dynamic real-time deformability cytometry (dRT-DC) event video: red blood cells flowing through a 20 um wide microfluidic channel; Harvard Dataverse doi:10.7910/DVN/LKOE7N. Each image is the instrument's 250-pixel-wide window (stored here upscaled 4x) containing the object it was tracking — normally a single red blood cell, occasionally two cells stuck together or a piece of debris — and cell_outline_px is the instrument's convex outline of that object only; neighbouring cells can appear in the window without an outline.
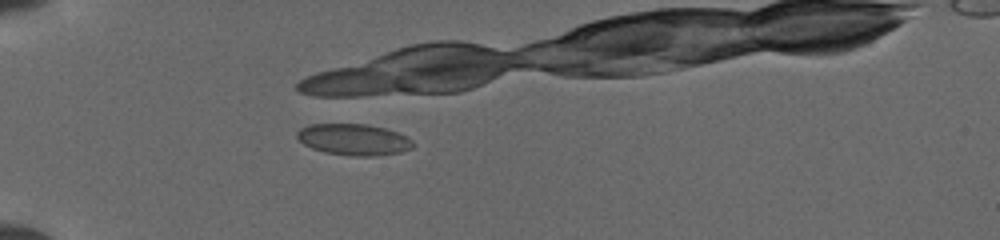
{"species": "common noctule bat (a hibernating species)", "species_latin": "Nyctalus noctula", "temperature_condition": "cold", "stored_images_in_passage": 10, "camera_frame_rate_fps": 3000, "um_per_image_px": 0.085, "animal": {"sex": "female", "body_mass_g": 19.5, "forearm_length_mm": 54.1}, "frame": {"image": 1, "passage_image": 10, "time_ms": 5.0, "image_size_px": [1000, 240], "cell_outline_px": [[412, 148], [400, 152], [372, 156], [356, 156], [328, 152], [312, 148], [304, 144], [296, 136], [296, 132], [300, 128], [308, 124], [364, 124], [384, 128], [396, 132], [404, 136], [412, 144]], "centroid_in_image_um": [30.0, 11.85], "position_along_channel_um": 55.0, "area_um2": 20.69}}